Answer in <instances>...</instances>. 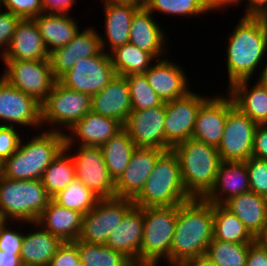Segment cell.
<instances>
[{
    "mask_svg": "<svg viewBox=\"0 0 267 266\" xmlns=\"http://www.w3.org/2000/svg\"><path fill=\"white\" fill-rule=\"evenodd\" d=\"M49 52L34 19H21L2 60H45Z\"/></svg>",
    "mask_w": 267,
    "mask_h": 266,
    "instance_id": "24",
    "label": "cell"
},
{
    "mask_svg": "<svg viewBox=\"0 0 267 266\" xmlns=\"http://www.w3.org/2000/svg\"><path fill=\"white\" fill-rule=\"evenodd\" d=\"M91 110L114 118L124 125L132 111L129 85L125 76L116 74L107 86L94 94Z\"/></svg>",
    "mask_w": 267,
    "mask_h": 266,
    "instance_id": "23",
    "label": "cell"
},
{
    "mask_svg": "<svg viewBox=\"0 0 267 266\" xmlns=\"http://www.w3.org/2000/svg\"><path fill=\"white\" fill-rule=\"evenodd\" d=\"M123 128L120 121L91 110L70 129V132L65 133V149H71L76 141V144L82 146L101 147Z\"/></svg>",
    "mask_w": 267,
    "mask_h": 266,
    "instance_id": "19",
    "label": "cell"
},
{
    "mask_svg": "<svg viewBox=\"0 0 267 266\" xmlns=\"http://www.w3.org/2000/svg\"><path fill=\"white\" fill-rule=\"evenodd\" d=\"M245 266H267V246L260 239L249 244Z\"/></svg>",
    "mask_w": 267,
    "mask_h": 266,
    "instance_id": "48",
    "label": "cell"
},
{
    "mask_svg": "<svg viewBox=\"0 0 267 266\" xmlns=\"http://www.w3.org/2000/svg\"><path fill=\"white\" fill-rule=\"evenodd\" d=\"M105 21V37L100 35L101 48L110 53L115 48L129 42L131 21L134 13L139 9L128 4H114L103 2ZM106 38V39H105ZM108 43H107V42ZM108 45V46H107ZM107 47L110 51H107Z\"/></svg>",
    "mask_w": 267,
    "mask_h": 266,
    "instance_id": "29",
    "label": "cell"
},
{
    "mask_svg": "<svg viewBox=\"0 0 267 266\" xmlns=\"http://www.w3.org/2000/svg\"><path fill=\"white\" fill-rule=\"evenodd\" d=\"M240 2H242V0H206V6L208 8V11H215L217 10H224L225 7L227 8V6L231 5H237Z\"/></svg>",
    "mask_w": 267,
    "mask_h": 266,
    "instance_id": "52",
    "label": "cell"
},
{
    "mask_svg": "<svg viewBox=\"0 0 267 266\" xmlns=\"http://www.w3.org/2000/svg\"><path fill=\"white\" fill-rule=\"evenodd\" d=\"M178 205L144 208L140 262L170 263Z\"/></svg>",
    "mask_w": 267,
    "mask_h": 266,
    "instance_id": "7",
    "label": "cell"
},
{
    "mask_svg": "<svg viewBox=\"0 0 267 266\" xmlns=\"http://www.w3.org/2000/svg\"><path fill=\"white\" fill-rule=\"evenodd\" d=\"M190 91L184 97L165 102V141L173 148L191 138L197 113L209 98Z\"/></svg>",
    "mask_w": 267,
    "mask_h": 266,
    "instance_id": "15",
    "label": "cell"
},
{
    "mask_svg": "<svg viewBox=\"0 0 267 266\" xmlns=\"http://www.w3.org/2000/svg\"><path fill=\"white\" fill-rule=\"evenodd\" d=\"M163 150L135 148L130 163L115 181V197L134 199L143 189Z\"/></svg>",
    "mask_w": 267,
    "mask_h": 266,
    "instance_id": "20",
    "label": "cell"
},
{
    "mask_svg": "<svg viewBox=\"0 0 267 266\" xmlns=\"http://www.w3.org/2000/svg\"><path fill=\"white\" fill-rule=\"evenodd\" d=\"M250 82L251 79L238 81L227 92L233 98L235 106L257 125L267 124V88L257 80L253 86Z\"/></svg>",
    "mask_w": 267,
    "mask_h": 266,
    "instance_id": "31",
    "label": "cell"
},
{
    "mask_svg": "<svg viewBox=\"0 0 267 266\" xmlns=\"http://www.w3.org/2000/svg\"><path fill=\"white\" fill-rule=\"evenodd\" d=\"M223 206L244 224L247 230L260 239L267 229V198L253 191L230 198Z\"/></svg>",
    "mask_w": 267,
    "mask_h": 266,
    "instance_id": "27",
    "label": "cell"
},
{
    "mask_svg": "<svg viewBox=\"0 0 267 266\" xmlns=\"http://www.w3.org/2000/svg\"><path fill=\"white\" fill-rule=\"evenodd\" d=\"M17 130L12 126L0 125V164L19 148L23 138Z\"/></svg>",
    "mask_w": 267,
    "mask_h": 266,
    "instance_id": "44",
    "label": "cell"
},
{
    "mask_svg": "<svg viewBox=\"0 0 267 266\" xmlns=\"http://www.w3.org/2000/svg\"><path fill=\"white\" fill-rule=\"evenodd\" d=\"M251 191L245 162H221L213 188L204 197L207 202L223 205L230 198Z\"/></svg>",
    "mask_w": 267,
    "mask_h": 266,
    "instance_id": "25",
    "label": "cell"
},
{
    "mask_svg": "<svg viewBox=\"0 0 267 266\" xmlns=\"http://www.w3.org/2000/svg\"><path fill=\"white\" fill-rule=\"evenodd\" d=\"M58 205L87 214L100 199L77 178L51 198Z\"/></svg>",
    "mask_w": 267,
    "mask_h": 266,
    "instance_id": "37",
    "label": "cell"
},
{
    "mask_svg": "<svg viewBox=\"0 0 267 266\" xmlns=\"http://www.w3.org/2000/svg\"><path fill=\"white\" fill-rule=\"evenodd\" d=\"M182 182L179 159L171 149L157 159L143 189L133 199L135 206H176L190 200Z\"/></svg>",
    "mask_w": 267,
    "mask_h": 266,
    "instance_id": "5",
    "label": "cell"
},
{
    "mask_svg": "<svg viewBox=\"0 0 267 266\" xmlns=\"http://www.w3.org/2000/svg\"><path fill=\"white\" fill-rule=\"evenodd\" d=\"M76 179L75 164L70 149H63L45 169L41 177L47 194L52 198Z\"/></svg>",
    "mask_w": 267,
    "mask_h": 266,
    "instance_id": "36",
    "label": "cell"
},
{
    "mask_svg": "<svg viewBox=\"0 0 267 266\" xmlns=\"http://www.w3.org/2000/svg\"><path fill=\"white\" fill-rule=\"evenodd\" d=\"M125 78L129 85L132 110L151 109L164 103L149 85L144 74H132Z\"/></svg>",
    "mask_w": 267,
    "mask_h": 266,
    "instance_id": "41",
    "label": "cell"
},
{
    "mask_svg": "<svg viewBox=\"0 0 267 266\" xmlns=\"http://www.w3.org/2000/svg\"><path fill=\"white\" fill-rule=\"evenodd\" d=\"M0 125L26 126L37 130L42 127L41 103L12 86L0 76ZM16 124V125H15Z\"/></svg>",
    "mask_w": 267,
    "mask_h": 266,
    "instance_id": "13",
    "label": "cell"
},
{
    "mask_svg": "<svg viewBox=\"0 0 267 266\" xmlns=\"http://www.w3.org/2000/svg\"><path fill=\"white\" fill-rule=\"evenodd\" d=\"M245 13L243 16H264L267 17V0H246Z\"/></svg>",
    "mask_w": 267,
    "mask_h": 266,
    "instance_id": "51",
    "label": "cell"
},
{
    "mask_svg": "<svg viewBox=\"0 0 267 266\" xmlns=\"http://www.w3.org/2000/svg\"><path fill=\"white\" fill-rule=\"evenodd\" d=\"M179 266H215V265L206 255H202L196 258L188 259L183 263H181Z\"/></svg>",
    "mask_w": 267,
    "mask_h": 266,
    "instance_id": "54",
    "label": "cell"
},
{
    "mask_svg": "<svg viewBox=\"0 0 267 266\" xmlns=\"http://www.w3.org/2000/svg\"><path fill=\"white\" fill-rule=\"evenodd\" d=\"M164 58L157 59L144 75L159 98L163 102H168L184 97L191 89L183 68L178 63Z\"/></svg>",
    "mask_w": 267,
    "mask_h": 266,
    "instance_id": "21",
    "label": "cell"
},
{
    "mask_svg": "<svg viewBox=\"0 0 267 266\" xmlns=\"http://www.w3.org/2000/svg\"><path fill=\"white\" fill-rule=\"evenodd\" d=\"M80 261L85 266H131L133 263L120 252L102 244H90L77 240Z\"/></svg>",
    "mask_w": 267,
    "mask_h": 266,
    "instance_id": "38",
    "label": "cell"
},
{
    "mask_svg": "<svg viewBox=\"0 0 267 266\" xmlns=\"http://www.w3.org/2000/svg\"><path fill=\"white\" fill-rule=\"evenodd\" d=\"M260 240L267 246V229L265 234L260 238Z\"/></svg>",
    "mask_w": 267,
    "mask_h": 266,
    "instance_id": "58",
    "label": "cell"
},
{
    "mask_svg": "<svg viewBox=\"0 0 267 266\" xmlns=\"http://www.w3.org/2000/svg\"><path fill=\"white\" fill-rule=\"evenodd\" d=\"M51 197L41 179L12 180L0 176V213L6 221L36 222Z\"/></svg>",
    "mask_w": 267,
    "mask_h": 266,
    "instance_id": "6",
    "label": "cell"
},
{
    "mask_svg": "<svg viewBox=\"0 0 267 266\" xmlns=\"http://www.w3.org/2000/svg\"><path fill=\"white\" fill-rule=\"evenodd\" d=\"M30 225L35 226V230L24 234L19 255L21 263L23 266H49L63 241L37 222H31Z\"/></svg>",
    "mask_w": 267,
    "mask_h": 266,
    "instance_id": "28",
    "label": "cell"
},
{
    "mask_svg": "<svg viewBox=\"0 0 267 266\" xmlns=\"http://www.w3.org/2000/svg\"><path fill=\"white\" fill-rule=\"evenodd\" d=\"M5 70L1 76L12 86L42 103L57 81L51 69L50 59L2 60Z\"/></svg>",
    "mask_w": 267,
    "mask_h": 266,
    "instance_id": "10",
    "label": "cell"
},
{
    "mask_svg": "<svg viewBox=\"0 0 267 266\" xmlns=\"http://www.w3.org/2000/svg\"><path fill=\"white\" fill-rule=\"evenodd\" d=\"M267 62V61H266ZM259 73V76L256 78L263 86L267 88V63Z\"/></svg>",
    "mask_w": 267,
    "mask_h": 266,
    "instance_id": "56",
    "label": "cell"
},
{
    "mask_svg": "<svg viewBox=\"0 0 267 266\" xmlns=\"http://www.w3.org/2000/svg\"><path fill=\"white\" fill-rule=\"evenodd\" d=\"M39 134V135H38ZM0 164L1 175L12 180L41 179L43 172L65 148V133L43 129Z\"/></svg>",
    "mask_w": 267,
    "mask_h": 266,
    "instance_id": "3",
    "label": "cell"
},
{
    "mask_svg": "<svg viewBox=\"0 0 267 266\" xmlns=\"http://www.w3.org/2000/svg\"><path fill=\"white\" fill-rule=\"evenodd\" d=\"M235 105L230 96H210L200 107L191 138L218 147L224 133L228 111Z\"/></svg>",
    "mask_w": 267,
    "mask_h": 266,
    "instance_id": "17",
    "label": "cell"
},
{
    "mask_svg": "<svg viewBox=\"0 0 267 266\" xmlns=\"http://www.w3.org/2000/svg\"><path fill=\"white\" fill-rule=\"evenodd\" d=\"M250 243L224 242L213 238L206 256L215 266H245Z\"/></svg>",
    "mask_w": 267,
    "mask_h": 266,
    "instance_id": "39",
    "label": "cell"
},
{
    "mask_svg": "<svg viewBox=\"0 0 267 266\" xmlns=\"http://www.w3.org/2000/svg\"><path fill=\"white\" fill-rule=\"evenodd\" d=\"M165 102L155 108L132 110L123 125L137 148L163 151L172 147L165 141Z\"/></svg>",
    "mask_w": 267,
    "mask_h": 266,
    "instance_id": "16",
    "label": "cell"
},
{
    "mask_svg": "<svg viewBox=\"0 0 267 266\" xmlns=\"http://www.w3.org/2000/svg\"><path fill=\"white\" fill-rule=\"evenodd\" d=\"M82 217L79 211L62 207L51 199L36 222L63 242L76 241L80 235Z\"/></svg>",
    "mask_w": 267,
    "mask_h": 266,
    "instance_id": "30",
    "label": "cell"
},
{
    "mask_svg": "<svg viewBox=\"0 0 267 266\" xmlns=\"http://www.w3.org/2000/svg\"><path fill=\"white\" fill-rule=\"evenodd\" d=\"M74 266H85L80 260Z\"/></svg>",
    "mask_w": 267,
    "mask_h": 266,
    "instance_id": "60",
    "label": "cell"
},
{
    "mask_svg": "<svg viewBox=\"0 0 267 266\" xmlns=\"http://www.w3.org/2000/svg\"><path fill=\"white\" fill-rule=\"evenodd\" d=\"M21 19H34L40 13H43V0H0V9L2 6Z\"/></svg>",
    "mask_w": 267,
    "mask_h": 266,
    "instance_id": "43",
    "label": "cell"
},
{
    "mask_svg": "<svg viewBox=\"0 0 267 266\" xmlns=\"http://www.w3.org/2000/svg\"><path fill=\"white\" fill-rule=\"evenodd\" d=\"M71 156L78 180L100 199L115 197V181L109 174L100 147L78 145Z\"/></svg>",
    "mask_w": 267,
    "mask_h": 266,
    "instance_id": "14",
    "label": "cell"
},
{
    "mask_svg": "<svg viewBox=\"0 0 267 266\" xmlns=\"http://www.w3.org/2000/svg\"><path fill=\"white\" fill-rule=\"evenodd\" d=\"M257 124L235 105L228 111L217 147L221 162H245L252 156Z\"/></svg>",
    "mask_w": 267,
    "mask_h": 266,
    "instance_id": "12",
    "label": "cell"
},
{
    "mask_svg": "<svg viewBox=\"0 0 267 266\" xmlns=\"http://www.w3.org/2000/svg\"><path fill=\"white\" fill-rule=\"evenodd\" d=\"M169 266H177L175 264L168 263ZM131 266H158V262H133Z\"/></svg>",
    "mask_w": 267,
    "mask_h": 266,
    "instance_id": "57",
    "label": "cell"
},
{
    "mask_svg": "<svg viewBox=\"0 0 267 266\" xmlns=\"http://www.w3.org/2000/svg\"><path fill=\"white\" fill-rule=\"evenodd\" d=\"M145 7L153 14L172 16H199L208 13L206 0H146Z\"/></svg>",
    "mask_w": 267,
    "mask_h": 266,
    "instance_id": "40",
    "label": "cell"
},
{
    "mask_svg": "<svg viewBox=\"0 0 267 266\" xmlns=\"http://www.w3.org/2000/svg\"><path fill=\"white\" fill-rule=\"evenodd\" d=\"M79 260L77 240L66 241L59 246L49 266H74Z\"/></svg>",
    "mask_w": 267,
    "mask_h": 266,
    "instance_id": "47",
    "label": "cell"
},
{
    "mask_svg": "<svg viewBox=\"0 0 267 266\" xmlns=\"http://www.w3.org/2000/svg\"><path fill=\"white\" fill-rule=\"evenodd\" d=\"M109 174L116 181L127 168L136 146L123 128L101 147Z\"/></svg>",
    "mask_w": 267,
    "mask_h": 266,
    "instance_id": "33",
    "label": "cell"
},
{
    "mask_svg": "<svg viewBox=\"0 0 267 266\" xmlns=\"http://www.w3.org/2000/svg\"><path fill=\"white\" fill-rule=\"evenodd\" d=\"M6 222L2 214L0 213V227Z\"/></svg>",
    "mask_w": 267,
    "mask_h": 266,
    "instance_id": "59",
    "label": "cell"
},
{
    "mask_svg": "<svg viewBox=\"0 0 267 266\" xmlns=\"http://www.w3.org/2000/svg\"><path fill=\"white\" fill-rule=\"evenodd\" d=\"M213 239V204L191 198L178 205V216L170 250V264L206 255Z\"/></svg>",
    "mask_w": 267,
    "mask_h": 266,
    "instance_id": "2",
    "label": "cell"
},
{
    "mask_svg": "<svg viewBox=\"0 0 267 266\" xmlns=\"http://www.w3.org/2000/svg\"><path fill=\"white\" fill-rule=\"evenodd\" d=\"M77 0H43V12L49 14H69Z\"/></svg>",
    "mask_w": 267,
    "mask_h": 266,
    "instance_id": "50",
    "label": "cell"
},
{
    "mask_svg": "<svg viewBox=\"0 0 267 266\" xmlns=\"http://www.w3.org/2000/svg\"><path fill=\"white\" fill-rule=\"evenodd\" d=\"M7 224L9 225L10 223L6 221L0 227V250L6 253L20 254L25 233L19 230L16 231V229L13 230Z\"/></svg>",
    "mask_w": 267,
    "mask_h": 266,
    "instance_id": "46",
    "label": "cell"
},
{
    "mask_svg": "<svg viewBox=\"0 0 267 266\" xmlns=\"http://www.w3.org/2000/svg\"><path fill=\"white\" fill-rule=\"evenodd\" d=\"M181 177L191 198H204L213 188L221 159L216 147L189 138L176 144Z\"/></svg>",
    "mask_w": 267,
    "mask_h": 266,
    "instance_id": "4",
    "label": "cell"
},
{
    "mask_svg": "<svg viewBox=\"0 0 267 266\" xmlns=\"http://www.w3.org/2000/svg\"><path fill=\"white\" fill-rule=\"evenodd\" d=\"M19 255L0 250V266H23Z\"/></svg>",
    "mask_w": 267,
    "mask_h": 266,
    "instance_id": "53",
    "label": "cell"
},
{
    "mask_svg": "<svg viewBox=\"0 0 267 266\" xmlns=\"http://www.w3.org/2000/svg\"><path fill=\"white\" fill-rule=\"evenodd\" d=\"M228 38L226 69L230 88L238 81L252 79L257 68L264 66L262 60L267 54V17L242 15Z\"/></svg>",
    "mask_w": 267,
    "mask_h": 266,
    "instance_id": "1",
    "label": "cell"
},
{
    "mask_svg": "<svg viewBox=\"0 0 267 266\" xmlns=\"http://www.w3.org/2000/svg\"><path fill=\"white\" fill-rule=\"evenodd\" d=\"M21 20L17 15L0 9V58L3 59L11 42L16 26ZM4 47V48H3Z\"/></svg>",
    "mask_w": 267,
    "mask_h": 266,
    "instance_id": "45",
    "label": "cell"
},
{
    "mask_svg": "<svg viewBox=\"0 0 267 266\" xmlns=\"http://www.w3.org/2000/svg\"><path fill=\"white\" fill-rule=\"evenodd\" d=\"M100 34L96 29L86 27L74 36L65 46L49 53L53 76L58 80L63 74L71 70L81 58L98 55L101 51Z\"/></svg>",
    "mask_w": 267,
    "mask_h": 266,
    "instance_id": "18",
    "label": "cell"
},
{
    "mask_svg": "<svg viewBox=\"0 0 267 266\" xmlns=\"http://www.w3.org/2000/svg\"><path fill=\"white\" fill-rule=\"evenodd\" d=\"M252 156L267 160V124L256 127Z\"/></svg>",
    "mask_w": 267,
    "mask_h": 266,
    "instance_id": "49",
    "label": "cell"
},
{
    "mask_svg": "<svg viewBox=\"0 0 267 266\" xmlns=\"http://www.w3.org/2000/svg\"><path fill=\"white\" fill-rule=\"evenodd\" d=\"M213 238L232 243H252L256 240L235 214L218 204H213Z\"/></svg>",
    "mask_w": 267,
    "mask_h": 266,
    "instance_id": "35",
    "label": "cell"
},
{
    "mask_svg": "<svg viewBox=\"0 0 267 266\" xmlns=\"http://www.w3.org/2000/svg\"><path fill=\"white\" fill-rule=\"evenodd\" d=\"M144 208L133 206L111 232L106 246L122 253L132 262H140Z\"/></svg>",
    "mask_w": 267,
    "mask_h": 266,
    "instance_id": "22",
    "label": "cell"
},
{
    "mask_svg": "<svg viewBox=\"0 0 267 266\" xmlns=\"http://www.w3.org/2000/svg\"><path fill=\"white\" fill-rule=\"evenodd\" d=\"M115 75L109 53L102 50L98 55L79 59L72 69L57 81L68 89L92 97L107 86Z\"/></svg>",
    "mask_w": 267,
    "mask_h": 266,
    "instance_id": "11",
    "label": "cell"
},
{
    "mask_svg": "<svg viewBox=\"0 0 267 266\" xmlns=\"http://www.w3.org/2000/svg\"><path fill=\"white\" fill-rule=\"evenodd\" d=\"M76 18L70 14L40 13L34 18L43 38L47 51L67 45L79 32Z\"/></svg>",
    "mask_w": 267,
    "mask_h": 266,
    "instance_id": "32",
    "label": "cell"
},
{
    "mask_svg": "<svg viewBox=\"0 0 267 266\" xmlns=\"http://www.w3.org/2000/svg\"><path fill=\"white\" fill-rule=\"evenodd\" d=\"M245 163L251 191L267 198V160L251 156Z\"/></svg>",
    "mask_w": 267,
    "mask_h": 266,
    "instance_id": "42",
    "label": "cell"
},
{
    "mask_svg": "<svg viewBox=\"0 0 267 266\" xmlns=\"http://www.w3.org/2000/svg\"><path fill=\"white\" fill-rule=\"evenodd\" d=\"M153 18V14L146 7L139 8L131 21L129 42L160 59L166 55L165 49H168L167 37L165 30Z\"/></svg>",
    "mask_w": 267,
    "mask_h": 266,
    "instance_id": "26",
    "label": "cell"
},
{
    "mask_svg": "<svg viewBox=\"0 0 267 266\" xmlns=\"http://www.w3.org/2000/svg\"><path fill=\"white\" fill-rule=\"evenodd\" d=\"M134 206L128 198H102L95 207L82 217L78 241L105 245L125 214Z\"/></svg>",
    "mask_w": 267,
    "mask_h": 266,
    "instance_id": "9",
    "label": "cell"
},
{
    "mask_svg": "<svg viewBox=\"0 0 267 266\" xmlns=\"http://www.w3.org/2000/svg\"><path fill=\"white\" fill-rule=\"evenodd\" d=\"M102 2L114 3V4H128L138 8L145 7L146 0H103Z\"/></svg>",
    "mask_w": 267,
    "mask_h": 266,
    "instance_id": "55",
    "label": "cell"
},
{
    "mask_svg": "<svg viewBox=\"0 0 267 266\" xmlns=\"http://www.w3.org/2000/svg\"><path fill=\"white\" fill-rule=\"evenodd\" d=\"M92 97L89 94L74 91L56 81L41 103V122L47 130L65 133L91 111Z\"/></svg>",
    "mask_w": 267,
    "mask_h": 266,
    "instance_id": "8",
    "label": "cell"
},
{
    "mask_svg": "<svg viewBox=\"0 0 267 266\" xmlns=\"http://www.w3.org/2000/svg\"><path fill=\"white\" fill-rule=\"evenodd\" d=\"M109 55L116 74L122 76L144 74L157 60L130 42L115 48Z\"/></svg>",
    "mask_w": 267,
    "mask_h": 266,
    "instance_id": "34",
    "label": "cell"
}]
</instances>
